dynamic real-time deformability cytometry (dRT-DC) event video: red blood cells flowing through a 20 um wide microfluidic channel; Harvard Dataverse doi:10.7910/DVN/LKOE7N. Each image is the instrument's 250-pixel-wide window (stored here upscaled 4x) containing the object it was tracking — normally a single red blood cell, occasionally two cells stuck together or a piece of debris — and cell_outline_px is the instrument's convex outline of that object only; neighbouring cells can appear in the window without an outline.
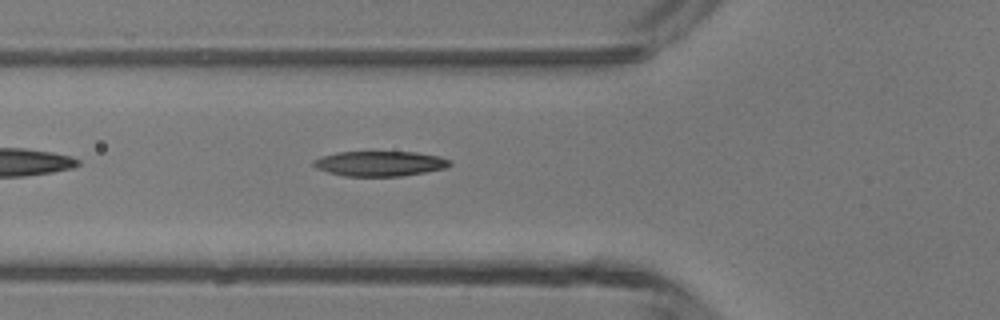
{"species": "common noctule bat (a hibernating species)", "species_latin": "Nyctalus noctula", "temperature_condition": "room temperature", "stored_images_in_passage": 2, "camera_frame_rate_fps": 3000, "um_per_image_px": 0.085, "animal": {"sex": "male", "body_mass_g": 13.3}, "frame": {"image": 1, "passage_image": 2, "time_ms": 1.333, "image_size_px": [1000, 320], "cell_outline_px": [[452, 164], [448, 168], [400, 176], [344, 176], [328, 172], [316, 168], [312, 164], [312, 160], [320, 156], [340, 152], [416, 152], [440, 156], [452, 160]], "centroid_in_image_um": [32.31, 13.9], "position_along_channel_um": 93.5, "area_um2": 20.06}}